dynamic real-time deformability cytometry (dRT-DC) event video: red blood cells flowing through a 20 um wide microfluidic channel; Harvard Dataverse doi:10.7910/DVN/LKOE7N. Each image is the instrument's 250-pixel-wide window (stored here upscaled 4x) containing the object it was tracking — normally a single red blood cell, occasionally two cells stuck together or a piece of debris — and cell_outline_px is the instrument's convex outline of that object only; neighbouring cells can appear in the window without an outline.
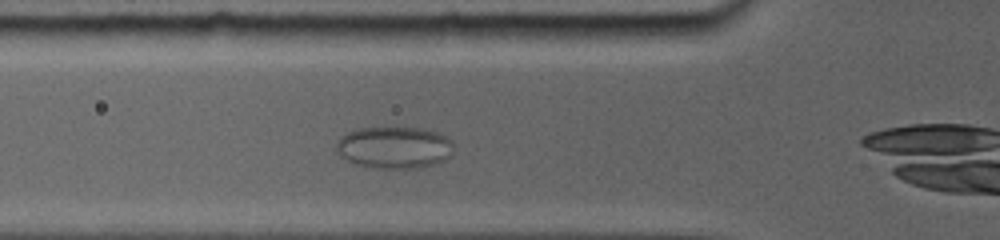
{"species": "common noctule bat (a hibernating species)", "species_latin": "Nyctalus noctula", "temperature_condition": "room temperature", "stored_images_in_passage": 4, "camera_frame_rate_fps": 5000, "um_per_image_px": 0.085, "animal": {"sex": "female", "body_mass_g": 19.0, "forearm_length_mm": 56.7}, "frame": {"image": 1, "passage_image": 4, "time_ms": 3.8, "image_size_px": [1000, 240], "cell_outline_px": [[448, 156], [444, 160], [432, 164], [416, 168], [376, 168], [356, 164], [340, 156], [340, 140], [348, 132], [364, 128], [408, 128], [432, 132], [444, 136], [448, 140]], "centroid_in_image_um": [33.46, 12.56], "position_along_channel_um": 92.3, "area_um2": 27.11}}